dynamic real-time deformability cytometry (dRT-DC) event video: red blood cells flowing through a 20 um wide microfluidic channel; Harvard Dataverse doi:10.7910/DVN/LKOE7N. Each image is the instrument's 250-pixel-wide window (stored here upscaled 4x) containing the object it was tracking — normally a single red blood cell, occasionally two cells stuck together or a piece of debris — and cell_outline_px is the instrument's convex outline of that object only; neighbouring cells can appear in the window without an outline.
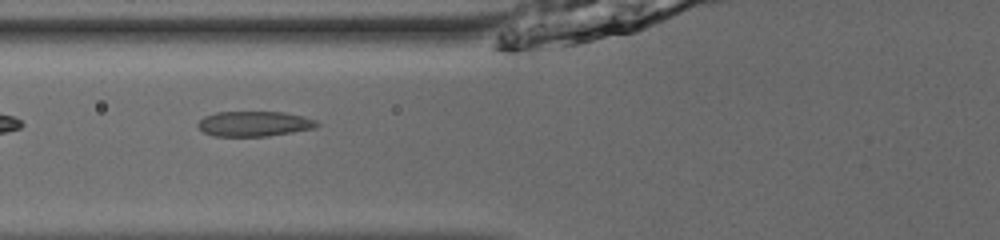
{"species": "common noctule bat (a hibernating species)", "species_latin": "Nyctalus noctula", "temperature_condition": "room temperature", "stored_images_in_passage": 36, "camera_frame_rate_fps": 3000, "um_per_image_px": 0.085, "animal": {"sex": "male", "body_mass_g": 13.0, "forearm_length_mm": 53.1}, "frame": {"image": 1, "passage_image": 6, "time_ms": 1.667, "image_size_px": [1000, 240], "cell_outline_px": [[320, 124], [316, 128], [268, 136], [212, 136], [204, 132], [196, 124], [204, 116], [216, 112], [284, 112], [304, 116], [316, 120]], "centroid_in_image_um": [21.62, 10.52], "position_along_channel_um": 104.2, "area_um2": 17.51}}
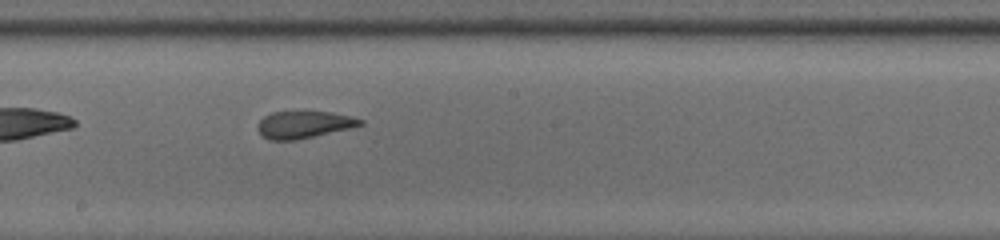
{"frame": {"image": 2, "passage_image": 15, "time_ms": 4.667, "image_size_px": [1000, 240], "cell_outline_px": [[364, 124], [352, 128], [296, 140], [268, 140], [256, 128], [256, 124], [264, 116], [272, 112], [332, 112], [352, 116], [364, 120]], "centroid_in_image_um": [25.85, 10.59], "position_along_channel_um": 222.4, "area_um2": 16.3}}
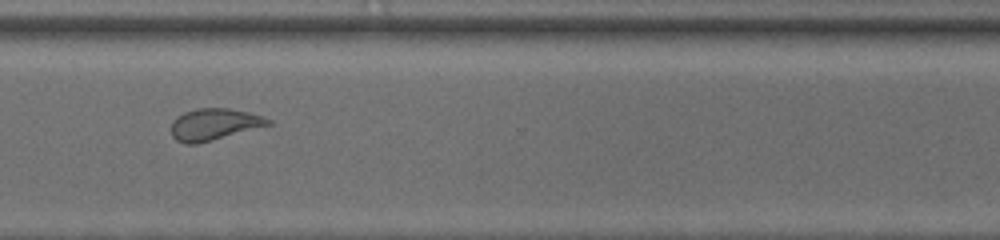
{"frame": {"image": 3, "passage_image": 25, "time_ms": 8.0, "image_size_px": [1000, 240], "cell_outline_px": [[272, 124], [212, 140], [196, 144], [184, 144], [176, 140], [172, 136], [172, 120], [176, 116], [184, 112], [196, 108], [228, 108], [248, 112], [264, 116], [272, 120]], "centroid_in_image_um": [18.19, 10.56], "position_along_channel_um": 352.4, "area_um2": 17.92}, "authors_computed_cell_mechanics": {"area_um2": 17.6001, "velocity_mm_per_s": 3.9175, "shape_relaxation_time_tau1_ms": 10.5974, "shape_relaxation_time_tau2_ms": 1.2856, "deformation_change_tau1": 0.2533, "deformation_change_tau2": 0.0692}}